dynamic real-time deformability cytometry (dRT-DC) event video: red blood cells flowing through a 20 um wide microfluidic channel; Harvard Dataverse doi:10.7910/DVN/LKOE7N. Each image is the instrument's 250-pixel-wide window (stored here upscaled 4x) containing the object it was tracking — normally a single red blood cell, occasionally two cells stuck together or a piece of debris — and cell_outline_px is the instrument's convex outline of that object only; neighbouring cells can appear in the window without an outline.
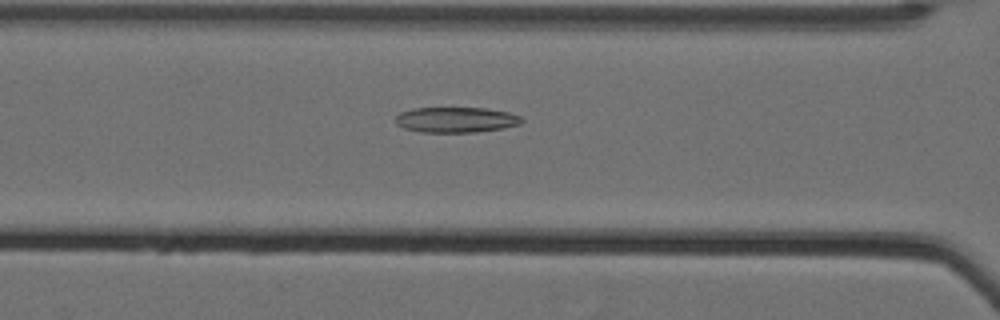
{"species": "Egyptian fruit bat (a non-hibernating species)", "species_latin": "Rousettus aegyptiacus", "temperature_condition": "cold", "stored_images_in_passage": 38, "camera_frame_rate_fps": 3000, "um_per_image_px": 0.085, "animal": {"sex": "female"}, "frame": {"image": 1, "passage_image": 7, "time_ms": 2.0, "image_size_px": [1000, 320], "cell_outline_px": [[524, 120], [520, 124], [504, 128], [476, 132], [420, 132], [404, 128], [396, 124], [396, 116], [400, 112], [412, 108], [484, 108], [508, 112], [520, 116]], "centroid_in_image_um": [38.76, 10.18], "position_along_channel_um": 127.8, "area_um2": 18.73}}
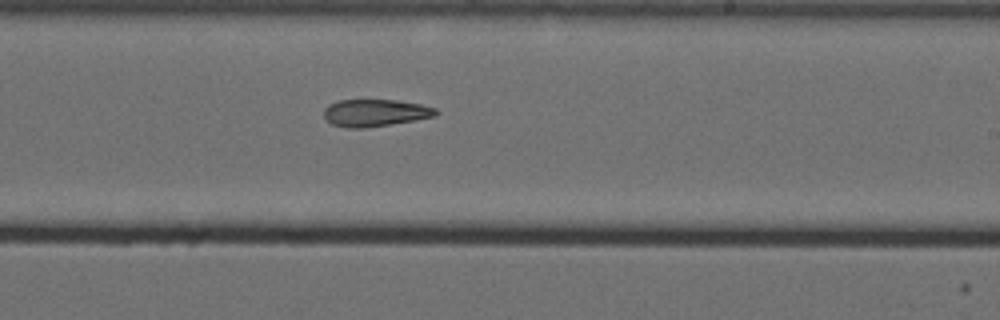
{"frame": {"image": 2, "passage_image": 18, "time_ms": 5.667, "image_size_px": [1000, 320], "cell_outline_px": [[440, 112], [436, 116], [416, 120], [360, 128], [348, 128], [332, 124], [324, 120], [324, 108], [328, 104], [340, 100], [396, 100], [420, 104], [436, 108]], "centroid_in_image_um": [31.88, 9.58], "position_along_channel_um": 257.1, "area_um2": 17.74}}
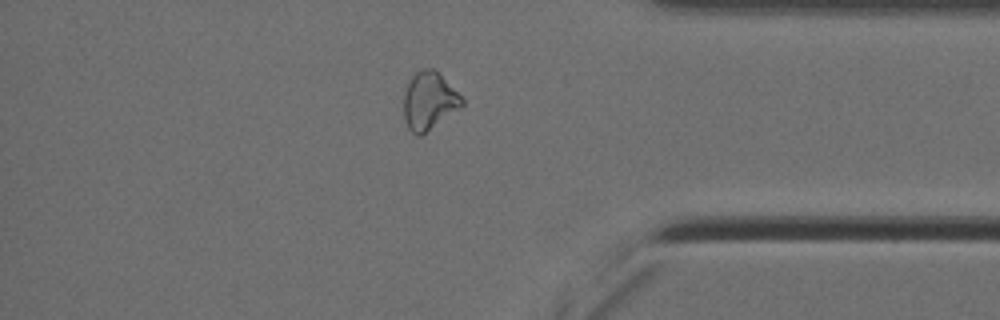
{"frame": {"image": 3, "passage_image": 31, "time_ms": 10.0, "image_size_px": [1000, 320], "cell_outline_px": [[464, 104], [460, 108], [420, 136], [416, 136], [408, 128], [404, 120], [404, 92], [412, 76], [416, 72], [424, 68], [436, 68], [464, 100]], "centroid_in_image_um": [36.47, 8.56], "position_along_channel_um": 398.7, "area_um2": 19.54}}